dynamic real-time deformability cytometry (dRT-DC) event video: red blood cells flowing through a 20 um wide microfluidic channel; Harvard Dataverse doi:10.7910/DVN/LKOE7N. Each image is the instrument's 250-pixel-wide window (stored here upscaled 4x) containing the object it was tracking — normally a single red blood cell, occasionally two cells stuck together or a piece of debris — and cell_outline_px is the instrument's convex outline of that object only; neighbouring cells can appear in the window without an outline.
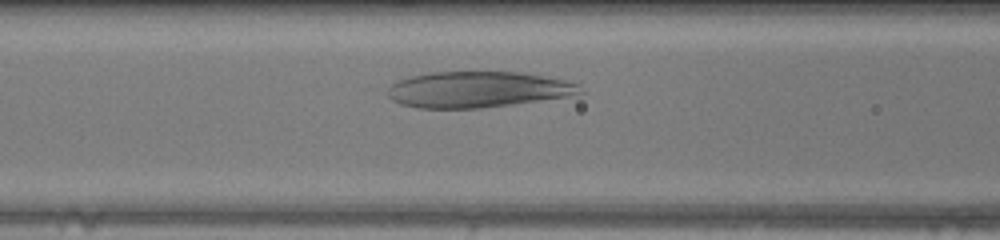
{"species": "human", "species_latin": "Homo sapiens", "temperature_condition": "warm", "stored_images_in_passage": 28, "camera_frame_rate_fps": 3000, "um_per_image_px": 0.085, "donor": {"sex": "female"}, "frame": {"image": 1, "passage_image": 8, "time_ms": 2.333, "image_size_px": [1000, 240], "cell_outline_px": [[584, 92], [568, 96], [512, 104], [480, 108], [416, 108], [400, 104], [392, 100], [388, 96], [388, 88], [396, 80], [428, 72], [524, 72], [568, 80], [580, 84]], "centroid_in_image_um": [40.61, 7.6], "position_along_channel_um": 126.0, "area_um2": 40.58}}
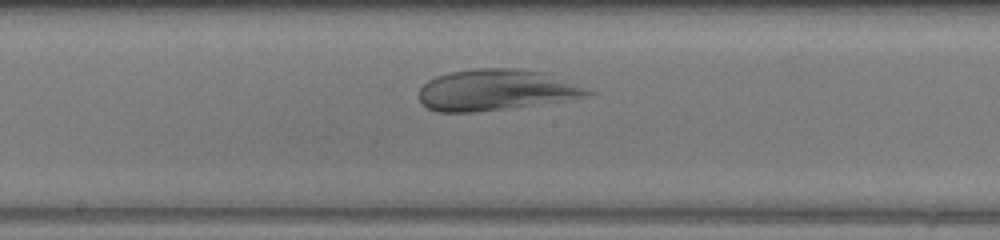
{"frame": {"image": 2, "passage_image": 14, "time_ms": 4.333, "image_size_px": [1000, 240], "cell_outline_px": [[600, 92], [588, 96], [536, 104], [472, 112], [436, 112], [420, 104], [420, 88], [428, 80], [436, 76], [448, 72], [476, 68], [516, 68], [548, 72]], "centroid_in_image_um": [42.21, 7.62], "position_along_channel_um": 206.0, "area_um2": 40.69}}
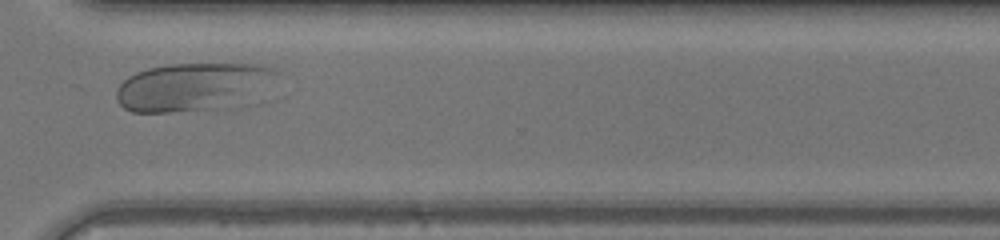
{"frame": {"image": 3, "passage_image": 25, "time_ms": 8.0, "image_size_px": [1000, 240], "cell_outline_px": [[280, 72], [236, 108], [168, 112], [132, 112], [124, 108], [116, 100], [116, 88], [128, 76], [136, 72], [148, 68], [168, 64], [256, 64], [272, 68]], "centroid_in_image_um": [16.31, 7.4], "position_along_channel_um": 354.3, "area_um2": 44.8}, "authors_computed_cell_mechanics": {"area_um2": 41.5582, "velocity_mm_per_s": 4.0209, "shape_relaxation_time_tau1_ms": 6.2215, "shape_relaxation_time_tau2_ms": null, "deformation_change_tau1": 0.2129, "deformation_change_tau2": null}}